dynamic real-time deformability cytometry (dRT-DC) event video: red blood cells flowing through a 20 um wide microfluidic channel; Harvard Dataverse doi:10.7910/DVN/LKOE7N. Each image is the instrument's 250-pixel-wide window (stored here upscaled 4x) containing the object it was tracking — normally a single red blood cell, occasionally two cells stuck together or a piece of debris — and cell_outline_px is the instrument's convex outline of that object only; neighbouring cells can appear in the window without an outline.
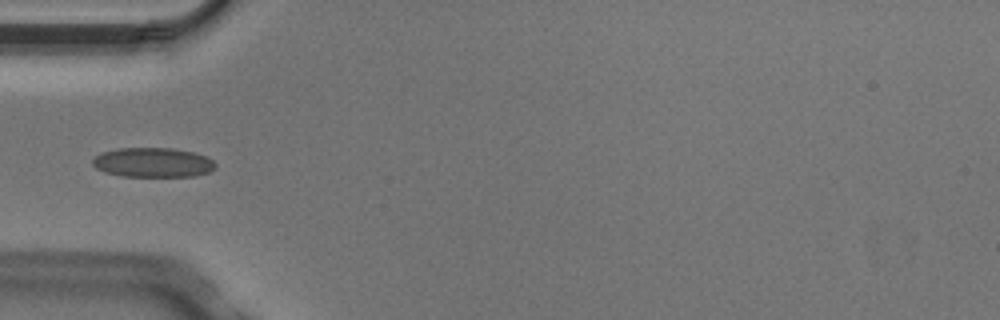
{"species": "Egyptian fruit bat (a non-hibernating species)", "species_latin": "Rousettus aegyptiacus", "temperature_condition": "cold", "stored_images_in_passage": 7, "camera_frame_rate_fps": 3000, "um_per_image_px": 0.085, "animal": {"sex": "male"}, "frame": {"image": 1, "passage_image": 5, "time_ms": 1.333, "image_size_px": [1000, 320], "cell_outline_px": [[216, 168], [208, 172], [196, 176], [124, 176], [104, 172], [96, 168], [92, 164], [92, 160], [100, 152], [120, 148], [172, 148], [192, 152], [208, 156], [216, 164]], "centroid_in_image_um": [13.0, 13.81], "position_along_channel_um": 72.0, "area_um2": 21.21}}
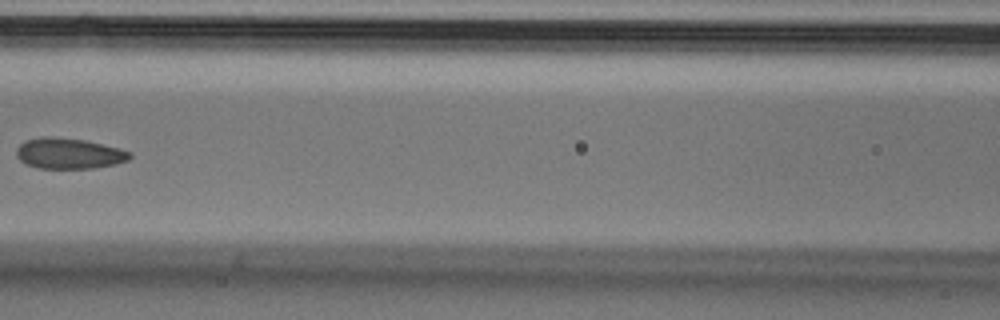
{"frame": {"image": 2, "passage_image": 7, "time_ms": 2.0, "image_size_px": [1000, 320], "cell_outline_px": [[132, 156], [128, 160], [116, 164], [92, 168], [40, 168], [28, 164], [20, 160], [16, 156], [16, 148], [24, 140], [44, 136], [48, 136], [84, 140], [120, 148], [132, 152]], "centroid_in_image_um": [5.86, 13.03], "position_along_channel_um": 160.7, "area_um2": 20.29}}